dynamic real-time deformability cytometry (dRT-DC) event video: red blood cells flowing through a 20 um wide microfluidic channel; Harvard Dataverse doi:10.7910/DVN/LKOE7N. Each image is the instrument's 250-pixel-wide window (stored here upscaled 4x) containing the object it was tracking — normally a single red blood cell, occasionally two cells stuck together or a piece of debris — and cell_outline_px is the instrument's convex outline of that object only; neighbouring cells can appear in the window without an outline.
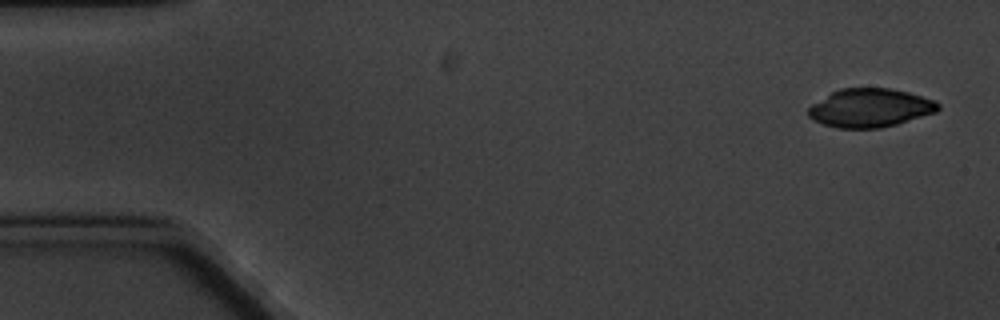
{"species": "common noctule bat (a hibernating species)", "species_latin": "Nyctalus noctula", "temperature_condition": "cold", "stored_images_in_passage": 6, "segment_of_instrument_passage": [1, 2], "camera_frame_rate_fps": 3000, "um_per_image_px": 0.085, "animal": {"sex": "male", "body_mass_g": 20.1, "forearm_length_mm": 53.5}, "frame": {"image": 1, "passage_image": 1, "time_ms": 0.0, "image_size_px": [1000, 320], "cell_outline_px": [[940, 108], [936, 112], [896, 124], [880, 128], [836, 128], [824, 124], [808, 116], [808, 108], [812, 104], [832, 92], [840, 88], [888, 88], [908, 92], [936, 100], [940, 104]], "centroid_in_image_um": [73.98, 9.17], "position_along_channel_um": 11.0, "area_um2": 29.02}}